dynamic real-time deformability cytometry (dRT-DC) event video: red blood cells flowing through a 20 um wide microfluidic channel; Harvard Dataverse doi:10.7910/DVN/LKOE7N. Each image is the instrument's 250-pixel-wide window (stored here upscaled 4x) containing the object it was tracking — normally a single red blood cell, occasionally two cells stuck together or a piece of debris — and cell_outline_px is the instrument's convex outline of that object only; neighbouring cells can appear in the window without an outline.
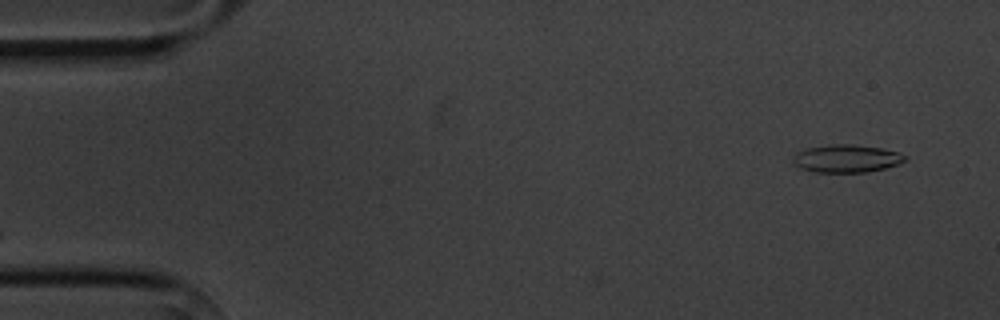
{"species": "common noctule bat (a hibernating species)", "species_latin": "Nyctalus noctula", "temperature_condition": "cold", "stored_images_in_passage": 5, "camera_frame_rate_fps": 3000, "um_per_image_px": 0.085, "animal": {"sex": "male", "body_mass_g": 20.1, "forearm_length_mm": 53.5}, "frame": {"image": 1, "passage_image": 1, "time_ms": 0.0, "image_size_px": [1000, 320], "cell_outline_px": [[904, 160], [896, 164], [884, 168], [868, 172], [816, 172], [800, 168], [792, 160], [800, 152], [808, 148], [832, 144], [852, 144], [880, 148], [896, 152], [904, 156]], "centroid_in_image_um": [71.93, 13.48], "position_along_channel_um": 13.1, "area_um2": 17.57}}
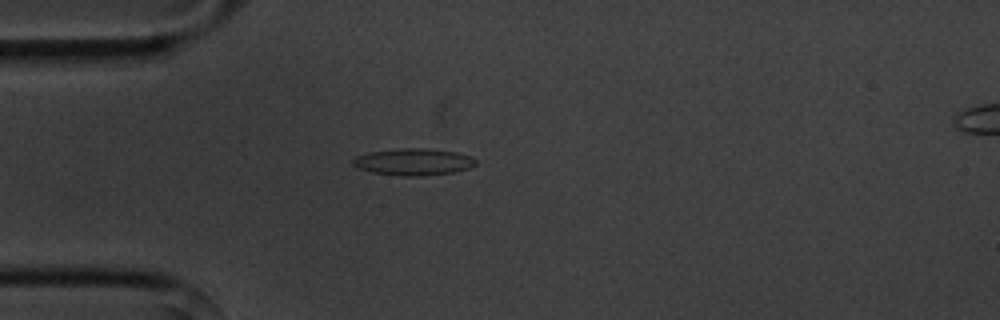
{"frame": {"image": 2, "passage_image": 4, "time_ms": 3.667, "image_size_px": [1000, 320], "cell_outline_px": [[476, 164], [468, 168], [452, 172], [420, 176], [404, 176], [372, 172], [356, 168], [352, 164], [352, 160], [356, 156], [368, 152], [404, 148], [424, 148], [456, 152], [468, 156], [476, 160]], "centroid_in_image_um": [35.09, 13.76], "position_along_channel_um": 49.9, "area_um2": 19.02}}